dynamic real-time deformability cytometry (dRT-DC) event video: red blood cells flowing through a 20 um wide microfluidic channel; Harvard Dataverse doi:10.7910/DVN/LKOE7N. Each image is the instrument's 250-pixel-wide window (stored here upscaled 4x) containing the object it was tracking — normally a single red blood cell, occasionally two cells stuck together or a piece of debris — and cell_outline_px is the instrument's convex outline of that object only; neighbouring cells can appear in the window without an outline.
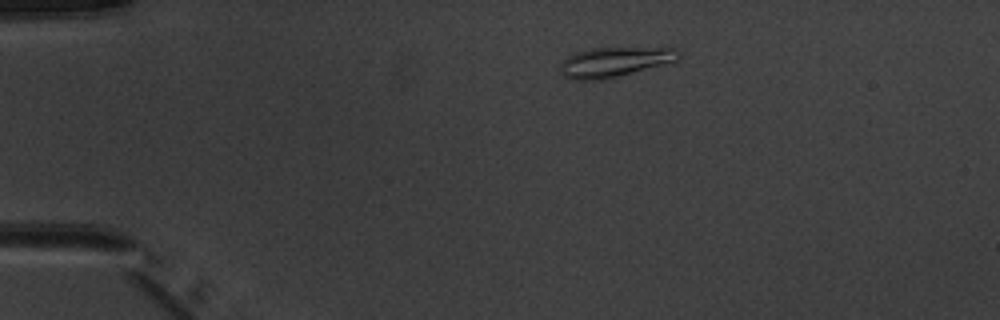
{"species": "common noctule bat (a hibernating species)", "species_latin": "Nyctalus noctula", "temperature_condition": "warm", "stored_images_in_passage": 3, "camera_frame_rate_fps": 3000, "um_per_image_px": 0.085, "animal": {"sex": "male", "body_mass_g": 20.1, "forearm_length_mm": 53.5}, "frame": {"image": 1, "passage_image": 1, "time_ms": 0.0, "image_size_px": [1000, 320], "cell_outline_px": [[680, 60], [600, 80], [572, 80], [564, 76], [560, 72], [560, 60], [576, 52], [592, 48], [676, 48], [680, 52]], "centroid_in_image_um": [52.2, 5.26], "position_along_channel_um": 32.8, "area_um2": 20.46}}
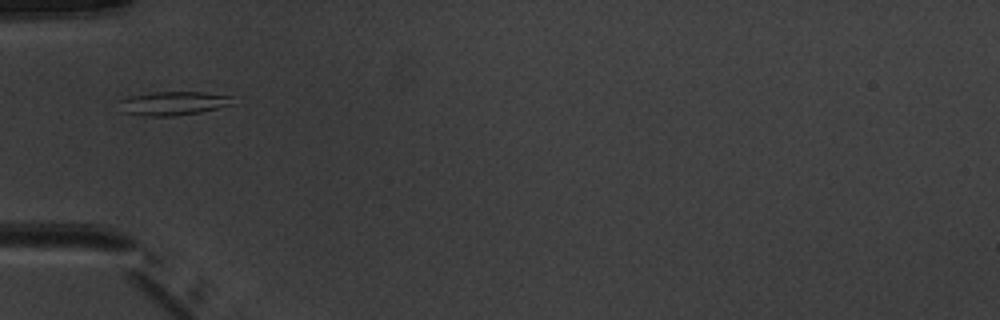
{"frame": {"image": 2, "passage_image": 3, "time_ms": 2.333, "image_size_px": [1000, 320], "cell_outline_px": [[236, 104], [200, 112], [176, 116], [152, 116], [124, 112], [120, 100], [132, 96], [156, 92], [204, 92], [232, 96]], "centroid_in_image_um": [14.85, 8.78], "position_along_channel_um": 70.1, "area_um2": 15.49}}